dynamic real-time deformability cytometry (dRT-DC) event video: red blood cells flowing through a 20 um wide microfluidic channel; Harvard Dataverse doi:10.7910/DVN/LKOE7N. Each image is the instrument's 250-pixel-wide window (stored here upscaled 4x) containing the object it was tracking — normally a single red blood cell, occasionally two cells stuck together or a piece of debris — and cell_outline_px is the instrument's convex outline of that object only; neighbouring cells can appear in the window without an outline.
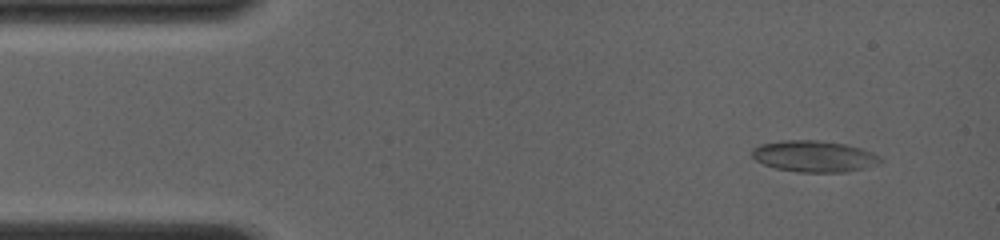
{"species": "common noctule bat (a hibernating species)", "species_latin": "Nyctalus noctula", "temperature_condition": "room temperature", "stored_images_in_passage": 32, "camera_frame_rate_fps": 4000, "um_per_image_px": 0.085, "animal": {"sex": "female", "body_mass_g": 19.0, "forearm_length_mm": 56.7}, "frame": {"image": 1, "passage_image": 2, "time_ms": 0.75, "image_size_px": [1000, 240], "cell_outline_px": [[884, 160], [880, 164], [848, 172], [800, 172], [776, 168], [764, 164], [756, 160], [752, 156], [752, 148], [760, 144], [780, 140], [820, 140], [844, 144], [860, 148], [872, 152], [880, 156]], "centroid_in_image_um": [69.22, 13.28], "position_along_channel_um": 15.8, "area_um2": 23.58}}
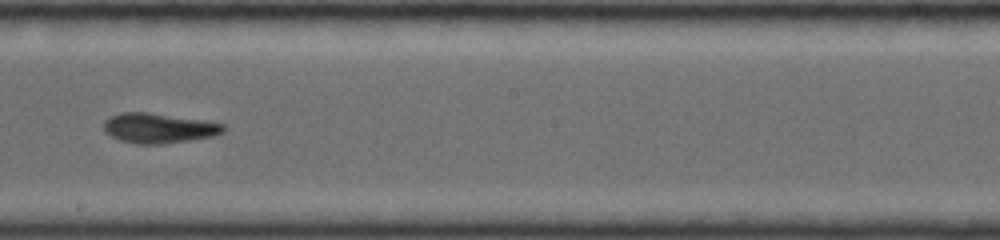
{"frame": {"image": 2, "passage_image": 19, "time_ms": 8.25, "image_size_px": [1000, 240], "cell_outline_px": [[228, 128], [224, 132], [216, 136], [160, 144], [136, 144], [120, 140], [104, 132], [104, 120], [120, 112], [148, 112], [200, 120], [224, 124]], "centroid_in_image_um": [13.5, 10.89], "position_along_channel_um": 234.7, "area_um2": 20.81}}
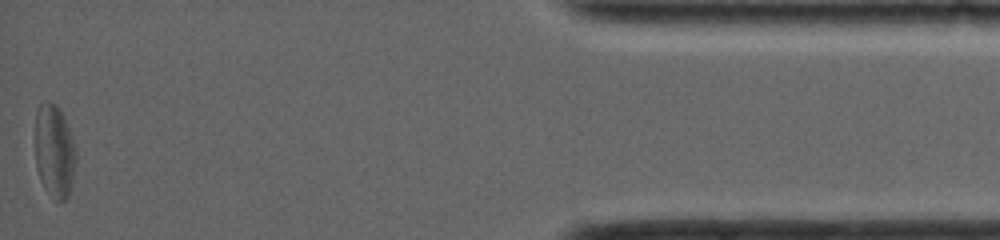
{"frame": {"image": 3, "passage_image": 32, "time_ms": 14.75, "image_size_px": [1000, 240], "cell_outline_px": [[76, 160], [72, 184], [68, 196], [64, 200], [56, 200], [44, 188], [40, 180], [36, 168], [36, 112], [40, 104], [48, 100], [56, 104], [60, 108], [64, 116], [72, 136], [76, 148]], "centroid_in_image_um": [4.64, 12.83], "position_along_channel_um": 430.6, "area_um2": 22.31}, "authors_computed_cell_mechanics": {"area_um2": 21.5594, "velocity_mm_per_s": 4.0586, "shape_relaxation_time_tau1_ms": 3.0738, "shape_relaxation_time_tau2_ms": 4.5451, "deformation_change_tau1": 0.1285, "deformation_change_tau2": 0.1338}}